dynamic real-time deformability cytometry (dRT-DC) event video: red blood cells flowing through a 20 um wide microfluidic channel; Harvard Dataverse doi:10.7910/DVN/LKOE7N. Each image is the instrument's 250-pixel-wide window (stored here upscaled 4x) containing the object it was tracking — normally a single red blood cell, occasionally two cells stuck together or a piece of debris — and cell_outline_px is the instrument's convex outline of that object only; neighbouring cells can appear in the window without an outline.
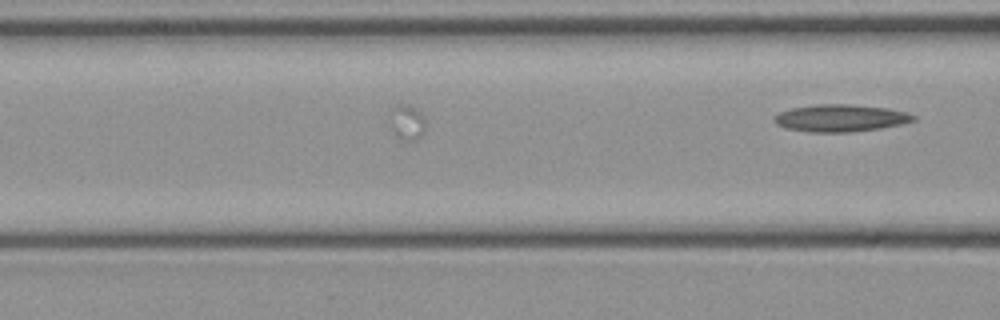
{"species": "common noctule bat (a hibernating species)", "species_latin": "Nyctalus noctula", "temperature_condition": "cold", "stored_images_in_passage": 9, "camera_frame_rate_fps": 3000, "um_per_image_px": 0.085, "animal": {"sex": "female", "body_mass_g": 21.9}, "frame": {"image": 1, "passage_image": 9, "time_ms": 2.667, "image_size_px": [1000, 320], "cell_outline_px": [[916, 120], [900, 124], [880, 128], [852, 132], [808, 132], [788, 128], [776, 124], [772, 120], [772, 116], [780, 112], [792, 108], [816, 104], [848, 104], [884, 108], [904, 112], [916, 116]], "centroid_in_image_um": [71.39, 10.04], "position_along_channel_um": 95.2, "area_um2": 21.91}}